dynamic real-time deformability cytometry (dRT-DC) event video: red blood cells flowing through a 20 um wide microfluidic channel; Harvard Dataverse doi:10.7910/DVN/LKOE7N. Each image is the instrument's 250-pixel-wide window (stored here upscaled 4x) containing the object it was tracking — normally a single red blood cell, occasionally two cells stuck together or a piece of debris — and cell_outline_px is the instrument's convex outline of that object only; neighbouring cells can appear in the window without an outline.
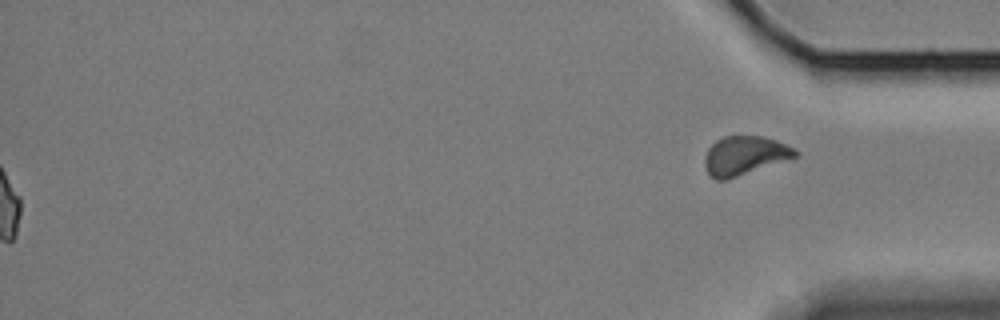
{"species": "Egyptian fruit bat (a non-hibernating species)", "species_latin": "Rousettus aegyptiacus", "temperature_condition": "cold", "stored_images_in_passage": 60, "segment_of_instrument_passage": [2, 2], "camera_frame_rate_fps": 3000, "um_per_image_px": 0.085, "animal": {"sex": "female"}, "frame": {"image": 1, "passage_image": 60, "time_ms": 19.667, "image_size_px": [1000, 320], "cell_outline_px": [[800, 152], [796, 156], [724, 180], [716, 180], [708, 172], [704, 164], [704, 156], [708, 148], [716, 140], [724, 136], [760, 136], [776, 140], [788, 144], [796, 148]], "centroid_in_image_um": [63.28, 13.19], "position_along_channel_um": 371.9, "area_um2": 20.17}}